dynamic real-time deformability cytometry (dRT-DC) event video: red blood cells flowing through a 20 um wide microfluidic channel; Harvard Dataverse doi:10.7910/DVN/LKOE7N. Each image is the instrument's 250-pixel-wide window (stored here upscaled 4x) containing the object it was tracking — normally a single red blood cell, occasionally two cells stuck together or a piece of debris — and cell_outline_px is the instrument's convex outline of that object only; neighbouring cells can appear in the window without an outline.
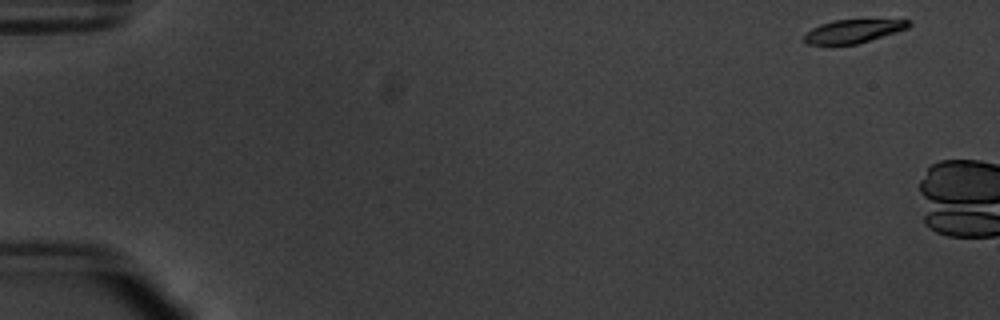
{"species": "common noctule bat (a hibernating species)", "species_latin": "Nyctalus noctula", "temperature_condition": "warm", "stored_images_in_passage": 5, "camera_frame_rate_fps": 3000, "um_per_image_px": 0.085, "animal": {"sex": "male", "body_mass_g": 20.1, "forearm_length_mm": 53.5}, "frame": {"image": 1, "passage_image": 2, "time_ms": 0.333, "image_size_px": [1000, 320], "cell_outline_px": [[912, 24], [908, 28], [896, 32], [856, 44], [808, 44], [804, 40], [804, 36], [812, 28], [820, 24], [836, 20], [912, 20]], "centroid_in_image_um": [72.54, 2.64], "position_along_channel_um": 12.5, "area_um2": 13.93}}